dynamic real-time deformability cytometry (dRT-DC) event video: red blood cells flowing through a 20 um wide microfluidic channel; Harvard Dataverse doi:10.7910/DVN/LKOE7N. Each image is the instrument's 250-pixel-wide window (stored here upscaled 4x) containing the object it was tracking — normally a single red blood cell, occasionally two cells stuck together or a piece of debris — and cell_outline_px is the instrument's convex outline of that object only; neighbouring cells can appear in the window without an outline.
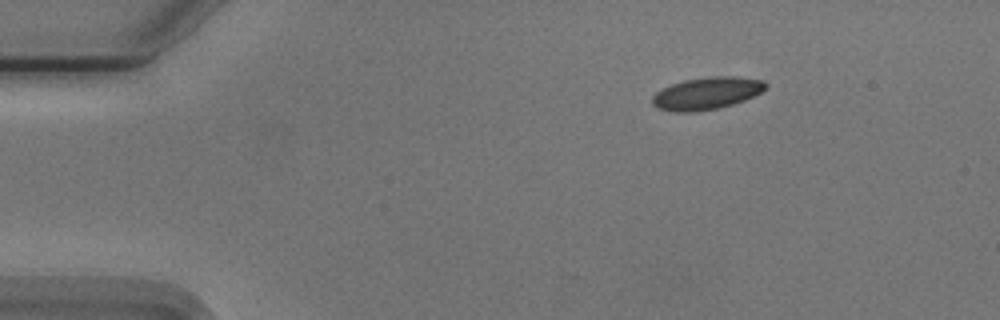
{"species": "Egyptian fruit bat (a non-hibernating species)", "species_latin": "Rousettus aegyptiacus", "temperature_condition": "cold", "stored_images_in_passage": 48, "camera_frame_rate_fps": 3000, "um_per_image_px": 0.085, "animal": {"sex": "male"}, "frame": {"image": 1, "passage_image": 1, "time_ms": 0.0, "image_size_px": [1000, 320], "cell_outline_px": [[768, 84], [760, 92], [744, 100], [732, 104], [716, 108], [696, 112], [676, 112], [656, 108], [652, 104], [652, 96], [656, 92], [672, 84], [684, 80], [712, 76], [736, 76], [764, 80]], "centroid_in_image_um": [60.05, 7.93], "position_along_channel_um": 25.0, "area_um2": 21.21}}
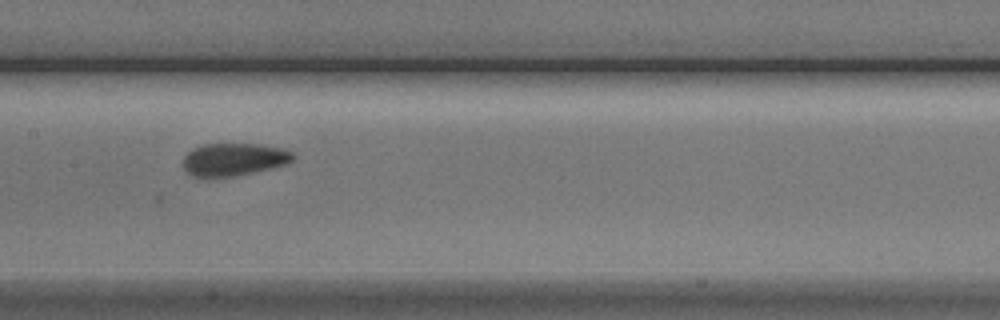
{"frame": {"image": 2, "passage_image": 20, "time_ms": 6.333, "image_size_px": [1000, 320], "cell_outline_px": [[296, 156], [288, 164], [272, 168], [236, 176], [200, 180], [192, 176], [184, 168], [184, 156], [192, 148], [204, 144], [260, 144], [284, 148], [292, 152]], "centroid_in_image_um": [19.86, 13.58], "position_along_channel_um": 187.5, "area_um2": 21.56}}
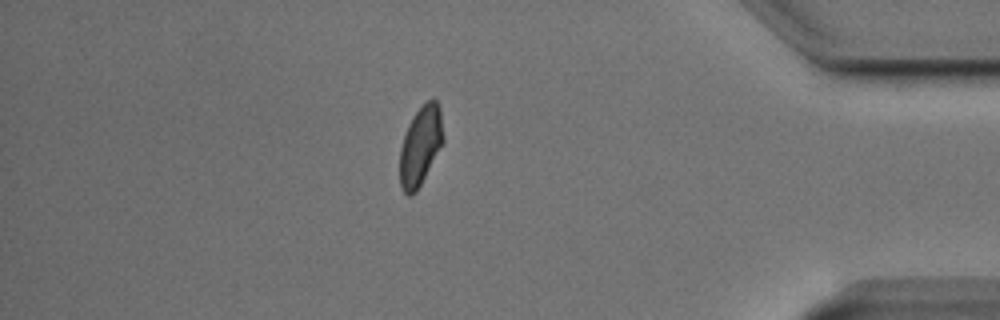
{"frame": {"image": 3, "passage_image": 40, "time_ms": 13.0, "image_size_px": [1000, 320], "cell_outline_px": [[444, 140], [416, 192], [412, 196], [408, 196], [400, 188], [400, 148], [408, 124], [412, 116], [432, 96], [440, 104], [444, 136]], "centroid_in_image_um": [35.74, 12.37], "position_along_channel_um": 399.5, "area_um2": 20.06}}